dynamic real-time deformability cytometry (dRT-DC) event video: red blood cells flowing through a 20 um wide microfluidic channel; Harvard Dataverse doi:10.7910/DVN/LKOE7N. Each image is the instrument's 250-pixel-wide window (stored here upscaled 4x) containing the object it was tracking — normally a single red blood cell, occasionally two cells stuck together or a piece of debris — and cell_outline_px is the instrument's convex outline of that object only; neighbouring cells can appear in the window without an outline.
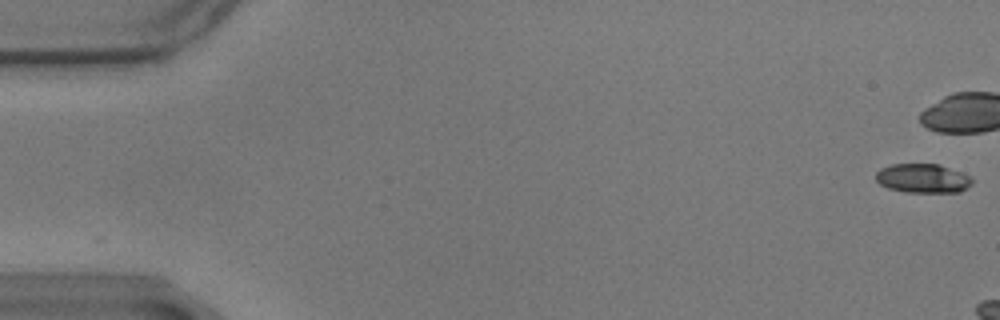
{"species": "common noctule bat (a hibernating species)", "species_latin": "Nyctalus noctula", "temperature_condition": "warm", "stored_images_in_passage": 17, "camera_frame_rate_fps": 3000, "um_per_image_px": 0.085, "animal": {"sex": "male", "body_mass_g": 17.9}, "frame": {"image": 1, "passage_image": 1, "time_ms": 0.0, "image_size_px": [1000, 320], "cell_outline_px": [[972, 184], [968, 188], [960, 192], [904, 192], [888, 188], [880, 184], [876, 180], [876, 172], [880, 168], [892, 164], [940, 164], [960, 172], [968, 176], [972, 180]], "centroid_in_image_um": [78.42, 15.16], "position_along_channel_um": 6.6, "area_um2": 16.36}}